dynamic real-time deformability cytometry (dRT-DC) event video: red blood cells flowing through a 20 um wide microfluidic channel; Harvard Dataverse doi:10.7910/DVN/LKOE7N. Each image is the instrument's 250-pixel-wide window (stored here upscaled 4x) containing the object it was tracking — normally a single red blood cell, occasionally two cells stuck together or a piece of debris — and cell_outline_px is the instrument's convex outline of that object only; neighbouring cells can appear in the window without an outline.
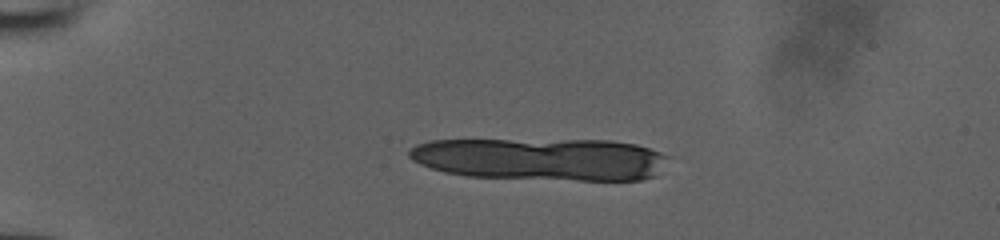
{"species": "human", "species_latin": "Homo sapiens", "temperature_condition": "room temperature", "stored_images_in_passage": 18, "camera_frame_rate_fps": 3000, "um_per_image_px": 0.085, "donor": {"sex": "male"}, "frame": {"image": 1, "passage_image": 13, "time_ms": 4.0, "image_size_px": [1000, 240], "cell_outline_px": [[672, 156], [656, 176], [640, 180], [580, 180], [468, 176], [444, 172], [420, 164], [412, 160], [408, 156], [408, 152], [416, 144], [432, 140], [612, 140], [636, 144]], "centroid_in_image_um": [46.04, 13.52], "position_along_channel_um": 39.0, "area_um2": 64.39}}